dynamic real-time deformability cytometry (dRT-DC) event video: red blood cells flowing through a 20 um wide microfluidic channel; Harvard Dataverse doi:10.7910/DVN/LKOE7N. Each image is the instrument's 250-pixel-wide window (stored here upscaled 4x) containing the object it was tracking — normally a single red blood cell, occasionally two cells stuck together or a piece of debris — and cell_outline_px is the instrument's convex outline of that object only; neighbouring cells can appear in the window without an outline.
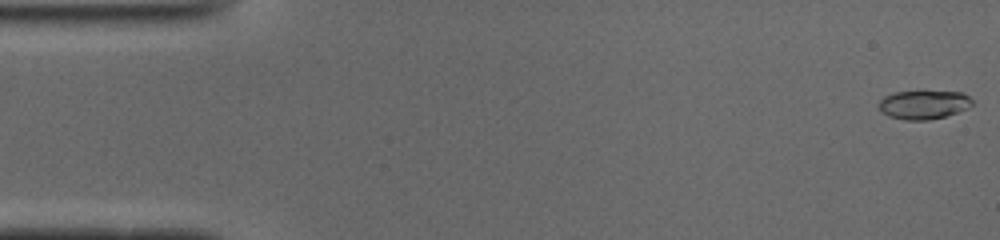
{"species": "common noctule bat (a hibernating species)", "species_latin": "Nyctalus noctula", "temperature_condition": "cold", "stored_images_in_passage": 51, "camera_frame_rate_fps": 3000, "um_per_image_px": 0.085, "animal": {"sex": "male", "body_mass_g": 19.0, "forearm_length_mm": 50.8}, "frame": {"image": 1, "passage_image": 1, "time_ms": 0.0, "image_size_px": [1000, 240], "cell_outline_px": [[972, 104], [968, 108], [944, 116], [928, 120], [904, 120], [888, 116], [880, 108], [880, 100], [884, 96], [892, 92], [924, 88], [964, 92], [972, 100]], "centroid_in_image_um": [78.53, 8.82], "position_along_channel_um": 6.5, "area_um2": 16.42}}
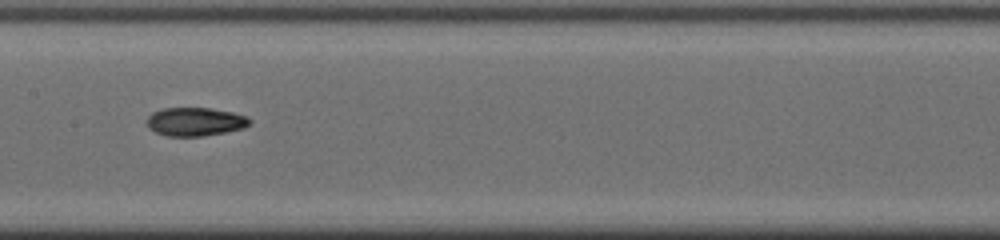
{"frame": {"image": 2, "passage_image": 25, "time_ms": 8.0, "image_size_px": [1000, 240], "cell_outline_px": [[252, 120], [244, 128], [224, 132], [200, 136], [168, 136], [156, 132], [148, 124], [148, 116], [152, 112], [164, 108], [212, 108], [232, 112], [248, 116]], "centroid_in_image_um": [16.63, 10.33], "position_along_channel_um": 190.8, "area_um2": 16.88}}
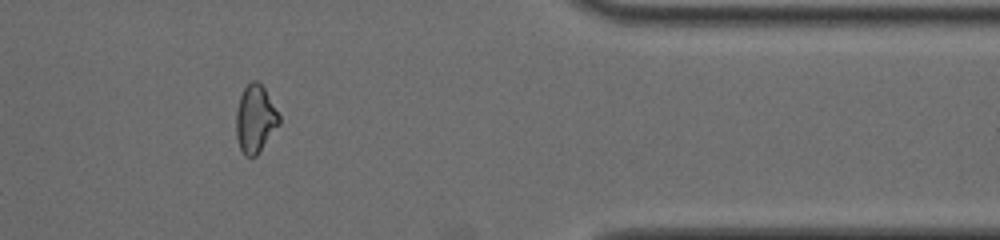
{"frame": {"image": 3, "passage_image": 42, "time_ms": 13.667, "image_size_px": [1000, 240], "cell_outline_px": [[280, 124], [256, 156], [244, 156], [240, 148], [236, 136], [236, 112], [240, 96], [244, 88], [252, 80], [256, 80], [264, 88], [280, 116]], "centroid_in_image_um": [21.69, 10.12], "position_along_channel_um": 389.7, "area_um2": 16.82}, "authors_computed_cell_mechanics": {"area_um2": 16.762, "velocity_mm_per_s": 3.9496, "shape_relaxation_time_tau1_ms": 7.1314, "shape_relaxation_time_tau2_ms": 4.7826, "deformation_change_tau1": 0.1865, "deformation_change_tau2": 0.0969}}